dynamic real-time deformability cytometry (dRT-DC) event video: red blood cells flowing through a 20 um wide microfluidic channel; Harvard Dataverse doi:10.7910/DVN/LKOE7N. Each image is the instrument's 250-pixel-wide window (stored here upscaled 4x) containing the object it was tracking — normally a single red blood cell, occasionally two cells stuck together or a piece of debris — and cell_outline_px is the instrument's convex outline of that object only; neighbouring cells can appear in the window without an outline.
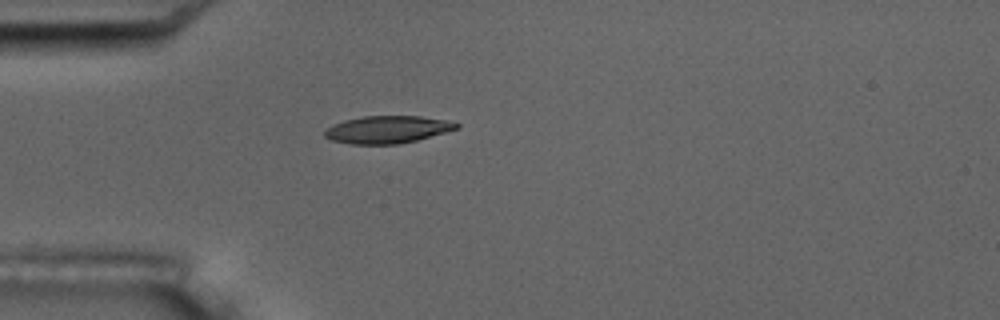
{"species": "common noctule bat (a hibernating species)", "species_latin": "Nyctalus noctula", "temperature_condition": "room temperature", "stored_images_in_passage": 1, "camera_frame_rate_fps": 3000, "um_per_image_px": 0.085, "animal": {"sex": "male", "body_mass_g": 17.5, "forearm_length_mm": 52.3}, "frame": {"image": 1, "passage_image": 1, "time_ms": 0.0, "image_size_px": [1000, 320], "cell_outline_px": [[460, 128], [416, 140], [396, 144], [348, 144], [332, 140], [324, 136], [324, 132], [332, 124], [344, 120], [364, 116], [420, 116], [448, 120], [460, 124]], "centroid_in_image_um": [32.93, 11.0], "position_along_channel_um": 52.1, "area_um2": 21.04}}